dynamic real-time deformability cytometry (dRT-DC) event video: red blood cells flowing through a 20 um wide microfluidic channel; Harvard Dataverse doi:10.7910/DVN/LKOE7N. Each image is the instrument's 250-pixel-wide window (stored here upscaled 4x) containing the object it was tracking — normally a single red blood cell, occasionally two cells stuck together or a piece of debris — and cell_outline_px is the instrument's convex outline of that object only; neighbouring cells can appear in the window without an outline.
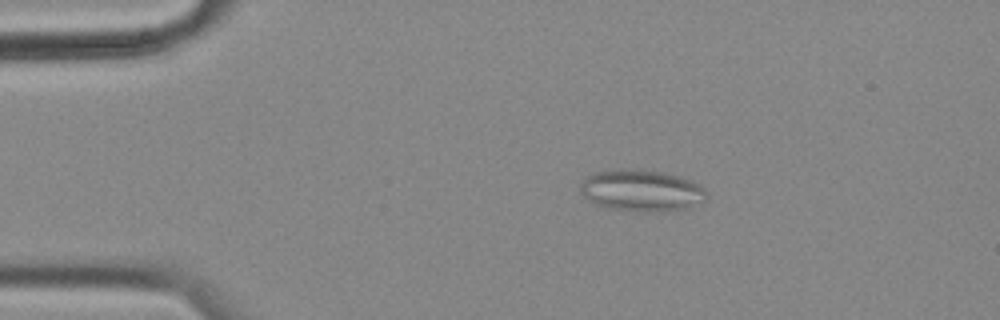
{"species": "common noctule bat (a hibernating species)", "species_latin": "Nyctalus noctula", "temperature_condition": "cold", "stored_images_in_passage": 54, "camera_frame_rate_fps": 3000, "um_per_image_px": 0.085, "animal": {"sex": "female", "body_mass_g": 18.4}, "frame": {"image": 1, "passage_image": 8, "time_ms": 2.333, "image_size_px": [1000, 320], "cell_outline_px": [[708, 196], [704, 200], [688, 208], [648, 212], [640, 212], [608, 208], [596, 204], [584, 196], [580, 192], [580, 184], [588, 176], [596, 172], [620, 168], [624, 168], [664, 172], [680, 176], [692, 180], [700, 184], [708, 192]], "centroid_in_image_um": [54.55, 16.19], "position_along_channel_um": 30.4, "area_um2": 30.75}}
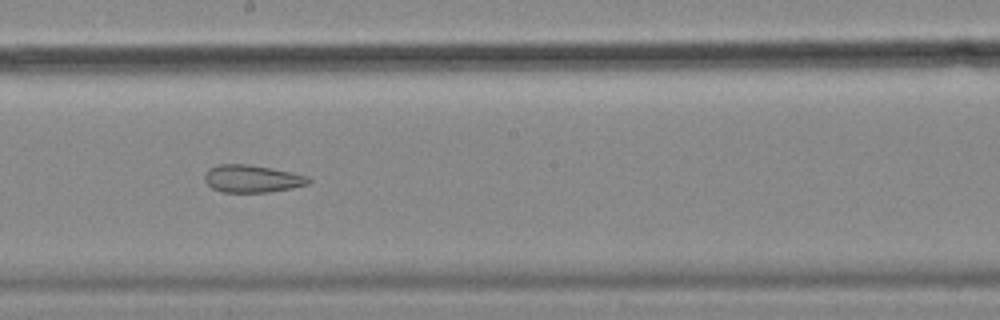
{"frame": {"image": 2, "passage_image": 29, "time_ms": 9.333, "image_size_px": [1000, 320], "cell_outline_px": [[312, 180], [308, 184], [292, 188], [268, 192], [224, 192], [212, 188], [204, 180], [204, 172], [208, 168], [220, 164], [248, 164], [272, 168], [308, 176]], "centroid_in_image_um": [21.41, 15.18], "position_along_channel_um": 226.8, "area_um2": 16.7}}
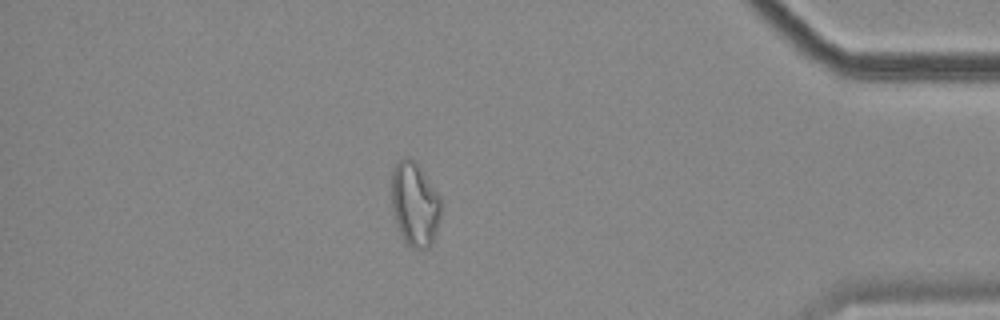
{"frame": {"image": 3, "passage_image": 47, "time_ms": 15.333, "image_size_px": [1000, 320], "cell_outline_px": [[440, 216], [436, 232], [432, 244], [428, 248], [416, 248], [404, 244], [396, 224], [392, 208], [392, 168], [400, 160], [408, 156], [416, 160], [440, 196]], "centroid_in_image_um": [35.25, 17.35], "position_along_channel_um": 400.0, "area_um2": 24.45}, "authors_computed_cell_mechanics": {"area_um2": 23.7847, "velocity_mm_per_s": 3.515, "shape_relaxation_time_tau1_ms": null, "shape_relaxation_time_tau2_ms": 4.7809, "deformation_change_tau1": null, "deformation_change_tau2": 0.135}}